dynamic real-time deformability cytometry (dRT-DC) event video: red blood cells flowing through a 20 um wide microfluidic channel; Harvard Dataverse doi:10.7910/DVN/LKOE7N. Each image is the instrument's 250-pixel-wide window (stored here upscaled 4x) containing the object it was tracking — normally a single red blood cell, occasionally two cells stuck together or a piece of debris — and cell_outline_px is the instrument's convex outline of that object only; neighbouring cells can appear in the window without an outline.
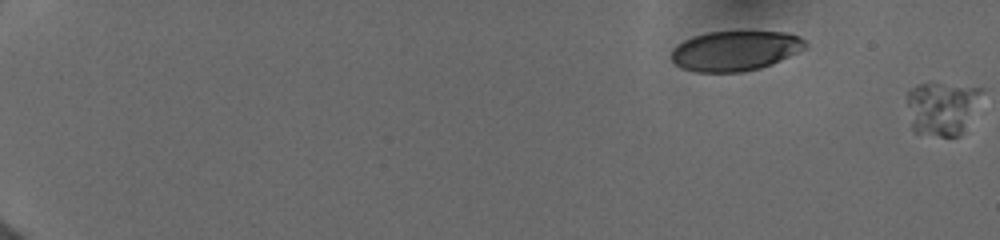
{"species": "human", "species_latin": "Homo sapiens", "temperature_condition": "cold", "stored_images_in_passage": 6, "segment_of_instrument_passage": [2, 2], "camera_frame_rate_fps": 3000, "um_per_image_px": 0.085, "donor": {"sex": "female"}, "frame": {"image": 1, "passage_image": 6, "time_ms": 2.667, "image_size_px": [1000, 240], "cell_outline_px": [[984, 96], [960, 132], [956, 136], [940, 136], [916, 132], [912, 128], [908, 104], [908, 92], [912, 88], [920, 84], [936, 84], [984, 88]], "centroid_in_image_um": [80.1, 9.18], "position_along_channel_um": 4.9, "area_um2": 22.6}}